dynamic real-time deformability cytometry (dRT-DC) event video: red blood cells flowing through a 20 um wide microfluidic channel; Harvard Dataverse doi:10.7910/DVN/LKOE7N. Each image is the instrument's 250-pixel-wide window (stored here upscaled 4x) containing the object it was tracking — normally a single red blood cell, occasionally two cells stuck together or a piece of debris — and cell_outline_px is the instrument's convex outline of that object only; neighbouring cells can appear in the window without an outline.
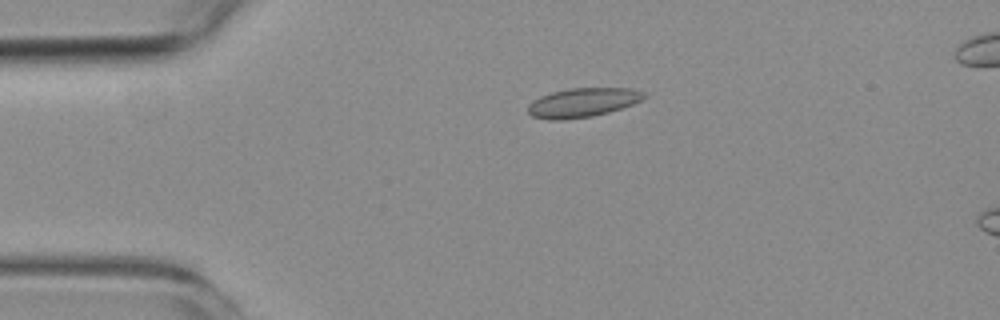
{"species": "common noctule bat (a hibernating species)", "species_latin": "Nyctalus noctula", "temperature_condition": "room temperature", "stored_images_in_passage": 6, "camera_frame_rate_fps": 3000, "um_per_image_px": 0.085, "animal": {"sex": "female", "body_mass_g": 19.3, "forearm_length_mm": 54.1}, "frame": {"image": 1, "passage_image": 4, "time_ms": 3.333, "image_size_px": [1000, 320], "cell_outline_px": [[648, 96], [632, 104], [608, 112], [592, 116], [564, 120], [548, 120], [532, 116], [528, 112], [528, 104], [540, 96], [552, 92], [568, 88], [632, 88], [644, 92]], "centroid_in_image_um": [49.51, 8.71], "position_along_channel_um": 35.5, "area_um2": 19.71}}